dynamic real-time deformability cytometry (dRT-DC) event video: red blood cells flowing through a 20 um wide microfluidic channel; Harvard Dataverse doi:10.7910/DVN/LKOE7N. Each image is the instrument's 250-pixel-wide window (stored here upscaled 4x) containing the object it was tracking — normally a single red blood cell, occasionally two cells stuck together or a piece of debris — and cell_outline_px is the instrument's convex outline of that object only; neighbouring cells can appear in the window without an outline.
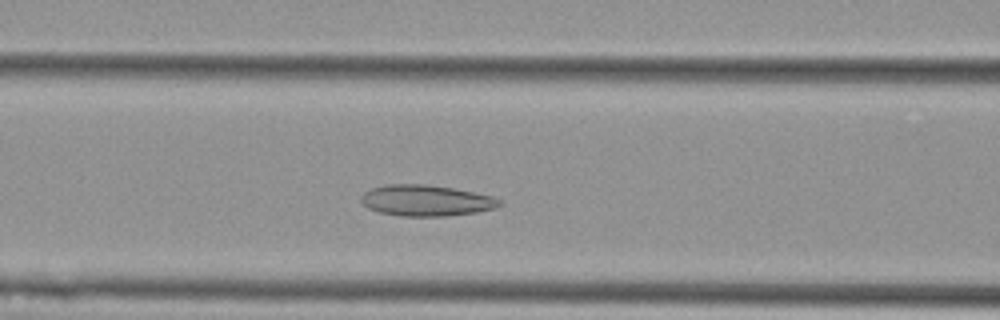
{"species": "Egyptian fruit bat (a non-hibernating species)", "species_latin": "Rousettus aegyptiacus", "temperature_condition": "cold", "stored_images_in_passage": 45, "camera_frame_rate_fps": 3000, "um_per_image_px": 0.085, "animal": {"sex": "female"}, "frame": {"image": 1, "passage_image": 13, "time_ms": 4.0, "image_size_px": [1000, 320], "cell_outline_px": [[504, 204], [496, 208], [476, 212], [444, 216], [400, 216], [380, 212], [368, 208], [360, 200], [360, 196], [364, 192], [372, 188], [384, 184], [424, 184], [456, 188], [492, 196], [500, 200]], "centroid_in_image_um": [36.22, 17.03], "position_along_channel_um": 130.4, "area_um2": 25.2}}
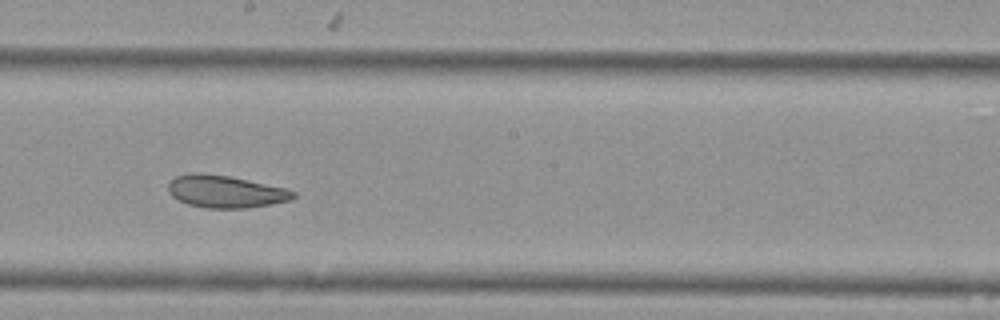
{"frame": {"image": 2, "passage_image": 21, "time_ms": 6.667, "image_size_px": [1000, 320], "cell_outline_px": [[296, 196], [292, 200], [272, 204], [248, 208], [208, 208], [188, 204], [172, 196], [168, 192], [168, 184], [176, 176], [192, 172], [200, 172], [228, 176], [284, 188], [296, 192]], "centroid_in_image_um": [19.16, 16.28], "position_along_channel_um": 229.0, "area_um2": 23.47}}
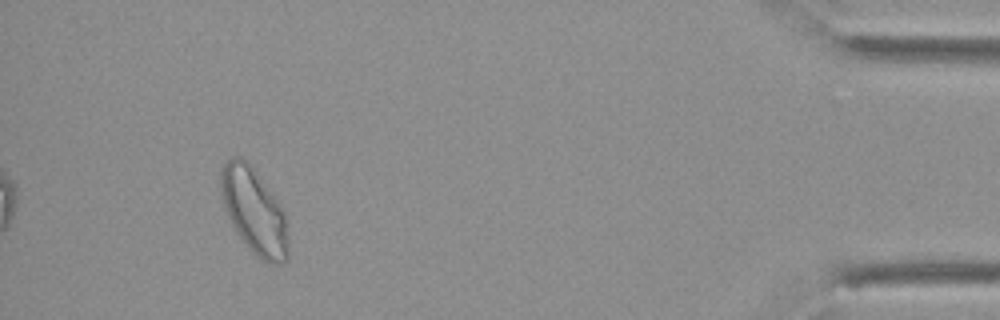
{"frame": {"image": 3, "passage_image": 41, "time_ms": 13.333, "image_size_px": [1000, 320], "cell_outline_px": [[288, 260], [280, 264], [268, 264], [260, 260], [248, 248], [236, 232], [228, 220], [220, 200], [220, 168], [232, 156], [240, 156], [248, 160], [284, 208], [288, 236]], "centroid_in_image_um": [21.58, 17.94], "position_along_channel_um": 413.6, "area_um2": 34.74}, "authors_computed_cell_mechanics": {"area_um2": 26.7614, "velocity_mm_per_s": 3.7209, "shape_relaxation_time_tau1_ms": null, "shape_relaxation_time_tau2_ms": 1.5772, "deformation_change_tau1": null, "deformation_change_tau2": 0.0675}}